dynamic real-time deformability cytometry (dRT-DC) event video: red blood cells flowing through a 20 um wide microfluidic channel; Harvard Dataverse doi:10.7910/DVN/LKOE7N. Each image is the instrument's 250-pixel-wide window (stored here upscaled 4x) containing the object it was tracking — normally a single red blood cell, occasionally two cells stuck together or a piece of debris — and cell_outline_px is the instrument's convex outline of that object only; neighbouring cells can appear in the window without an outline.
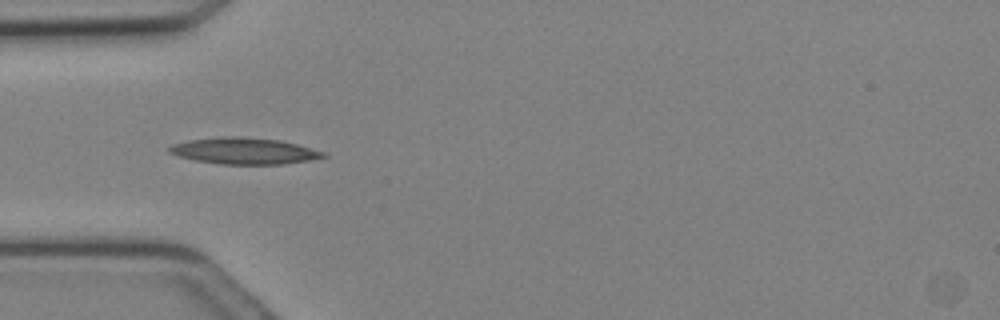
{"species": "Egyptian fruit bat (a non-hibernating species)", "species_latin": "Rousettus aegyptiacus", "temperature_condition": "cold", "stored_images_in_passage": 26, "camera_frame_rate_fps": 3000, "um_per_image_px": 0.085, "animal": {"sex": "female"}, "frame": {"image": 1, "passage_image": 8, "time_ms": 2.333, "image_size_px": [1000, 320], "cell_outline_px": [[328, 156], [308, 160], [284, 164], [220, 164], [196, 160], [180, 156], [168, 152], [168, 148], [172, 144], [188, 140], [220, 136], [240, 136], [280, 140], [296, 144], [324, 152]], "centroid_in_image_um": [20.72, 12.82], "position_along_channel_um": 64.3, "area_um2": 23.58}}
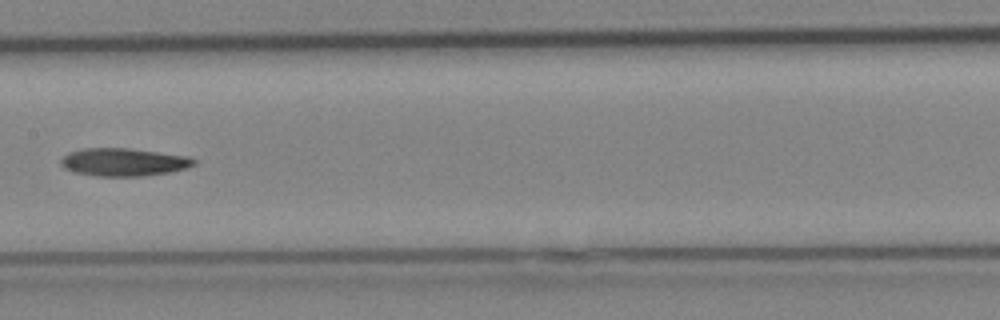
{"frame": {"image": 2, "passage_image": 14, "time_ms": 4.333, "image_size_px": [1000, 320], "cell_outline_px": [[196, 164], [184, 168], [168, 172], [140, 176], [96, 176], [76, 172], [64, 168], [60, 164], [60, 160], [68, 152], [84, 148], [128, 148], [188, 156], [196, 160]], "centroid_in_image_um": [10.48, 13.77], "position_along_channel_um": 196.9, "area_um2": 21.44}}
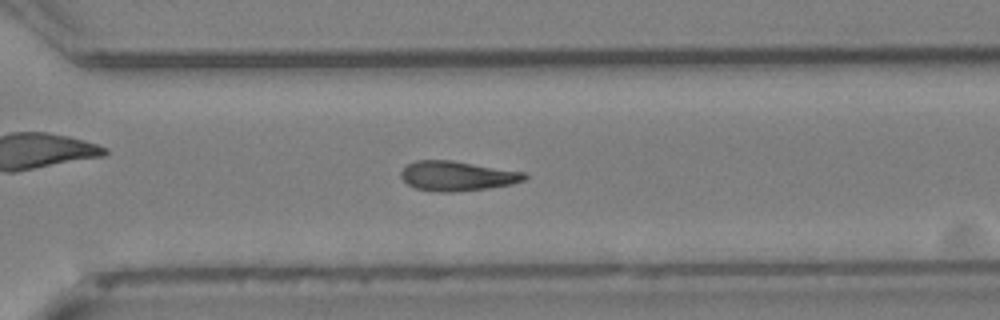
{"frame": {"image": 3, "passage_image": 20, "time_ms": 6.333, "image_size_px": [1000, 320], "cell_outline_px": [[528, 176], [524, 180], [512, 184], [488, 188], [452, 192], [436, 192], [416, 188], [408, 184], [400, 176], [400, 172], [408, 164], [416, 160], [452, 160], [524, 172]], "centroid_in_image_um": [38.85, 14.95], "position_along_channel_um": 331.8, "area_um2": 21.33}}